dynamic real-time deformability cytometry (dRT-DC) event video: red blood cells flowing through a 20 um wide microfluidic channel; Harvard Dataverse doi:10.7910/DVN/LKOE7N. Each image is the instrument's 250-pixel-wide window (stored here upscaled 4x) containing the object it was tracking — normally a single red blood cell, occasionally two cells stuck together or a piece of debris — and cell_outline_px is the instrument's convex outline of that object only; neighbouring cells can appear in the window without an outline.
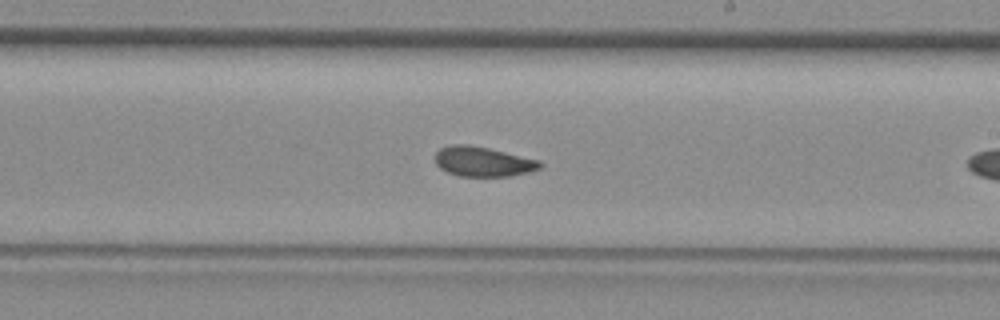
{"species": "common noctule bat (a hibernating species)", "species_latin": "Nyctalus noctula", "temperature_condition": "room temperature", "stored_images_in_passage": 32, "camera_frame_rate_fps": 3000, "um_per_image_px": 0.085, "animal": {"sex": "female", "body_mass_g": 29.2, "forearm_length_mm": 56.3}, "frame": {"image": 1, "passage_image": 14, "time_ms": 4.333, "image_size_px": [1000, 320], "cell_outline_px": [[544, 164], [540, 168], [528, 172], [508, 176], [460, 176], [448, 172], [440, 168], [436, 164], [436, 152], [440, 148], [452, 144], [468, 144], [488, 148], [540, 160]], "centroid_in_image_um": [41.06, 13.73], "position_along_channel_um": 247.9, "area_um2": 18.15}}
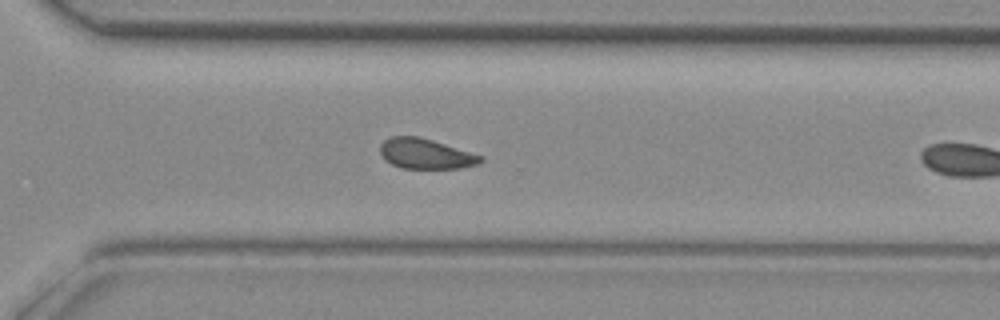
{"frame": {"image": 2, "passage_image": 19, "time_ms": 6.0, "image_size_px": [1000, 320], "cell_outline_px": [[484, 160], [480, 164], [460, 168], [400, 168], [384, 160], [380, 152], [380, 144], [384, 140], [392, 136], [416, 136], [432, 140], [484, 156]], "centroid_in_image_um": [36.19, 13.08], "position_along_channel_um": 334.4, "area_um2": 17.74}}